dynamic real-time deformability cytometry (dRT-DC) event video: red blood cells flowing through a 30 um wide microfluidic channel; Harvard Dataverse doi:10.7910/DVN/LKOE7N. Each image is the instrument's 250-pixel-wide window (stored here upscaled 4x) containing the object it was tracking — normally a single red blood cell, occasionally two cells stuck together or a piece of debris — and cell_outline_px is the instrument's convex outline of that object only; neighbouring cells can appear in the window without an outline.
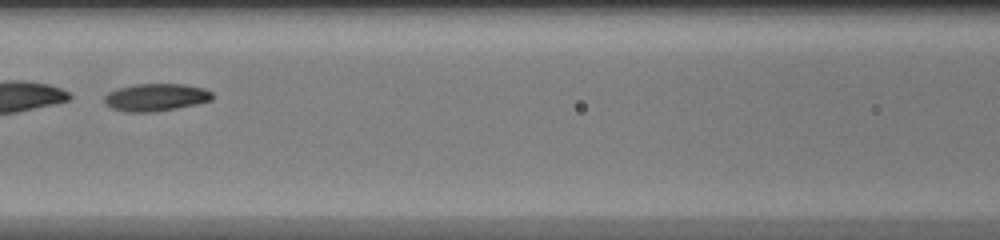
{"species": "common noctule bat (a hibernating species)", "species_latin": "Nyctalus noctula", "temperature_condition": "warm", "stored_images_in_passage": 39, "segment_of_instrument_passage": [2, 2], "camera_frame_rate_fps": 3000, "um_per_image_px": 0.085, "animal": {"sex": "female", "body_mass_g": 20.0, "forearm_length_mm": 54.0}, "frame": {"image": 1, "passage_image": 15, "time_ms": 4.667, "image_size_px": [1000, 240], "cell_outline_px": [[212, 100], [196, 104], [176, 108], [152, 112], [124, 112], [112, 108], [104, 104], [104, 96], [108, 92], [116, 88], [136, 84], [184, 84], [204, 88], [212, 92]], "centroid_in_image_um": [13.21, 8.27], "position_along_channel_um": 153.4, "area_um2": 17.4}}
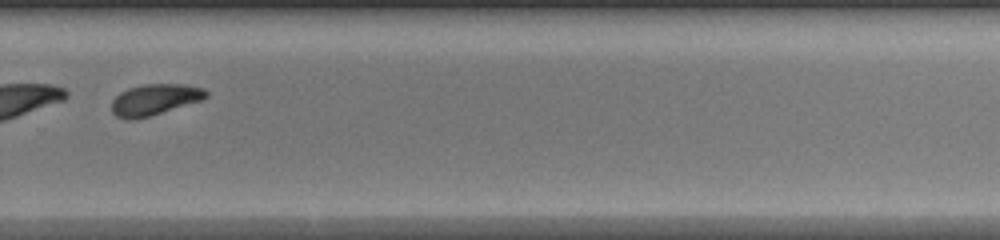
{"frame": {"image": 2, "passage_image": 26, "time_ms": 8.333, "image_size_px": [1000, 240], "cell_outline_px": [[208, 96], [204, 100], [136, 120], [124, 120], [116, 116], [112, 112], [112, 100], [120, 92], [128, 88], [144, 84], [184, 84], [204, 88], [208, 92]], "centroid_in_image_um": [13.16, 8.47], "position_along_channel_um": 316.6, "area_um2": 17.4}}